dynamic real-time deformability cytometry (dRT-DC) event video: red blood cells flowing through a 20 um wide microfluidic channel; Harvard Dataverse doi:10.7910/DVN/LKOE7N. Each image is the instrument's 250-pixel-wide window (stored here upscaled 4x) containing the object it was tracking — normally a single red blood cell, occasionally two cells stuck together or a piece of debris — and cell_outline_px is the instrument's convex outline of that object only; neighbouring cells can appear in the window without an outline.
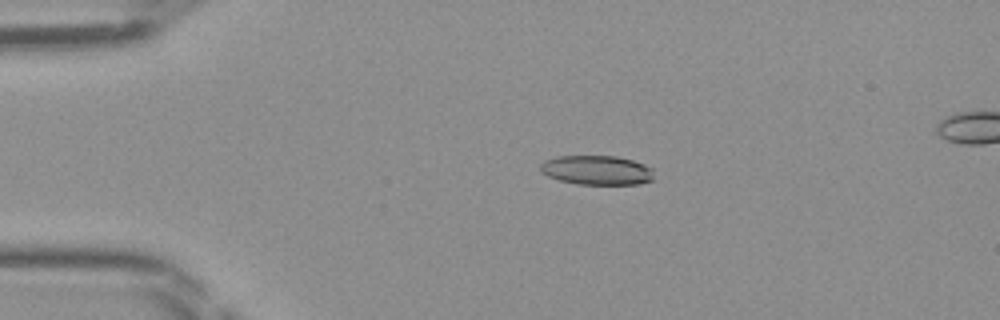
{"species": "Egyptian fruit bat (a non-hibernating species)", "species_latin": "Rousettus aegyptiacus", "temperature_condition": "room temperature", "stored_images_in_passage": 48, "segment_of_instrument_passage": [1, 2], "camera_frame_rate_fps": 3000, "um_per_image_px": 0.085, "frame": {"image": 1, "passage_image": 10, "time_ms": 3.0, "image_size_px": [1000, 320], "cell_outline_px": [[652, 180], [640, 184], [576, 184], [560, 180], [548, 176], [540, 172], [540, 164], [544, 160], [556, 156], [616, 156], [632, 160], [644, 164], [652, 168]], "centroid_in_image_um": [50.7, 14.46], "position_along_channel_um": 34.3, "area_um2": 19.48}}
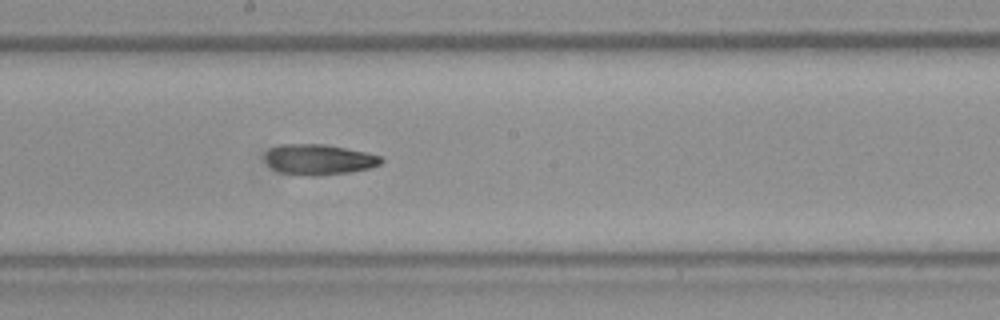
{"frame": {"image": 2, "passage_image": 26, "time_ms": 8.333, "image_size_px": [1000, 320], "cell_outline_px": [[384, 160], [380, 164], [368, 168], [352, 172], [316, 176], [304, 176], [280, 172], [272, 168], [264, 160], [264, 156], [272, 148], [284, 144], [324, 144], [364, 152], [380, 156]], "centroid_in_image_um": [27.09, 13.57], "position_along_channel_um": 221.1, "area_um2": 20.52}}
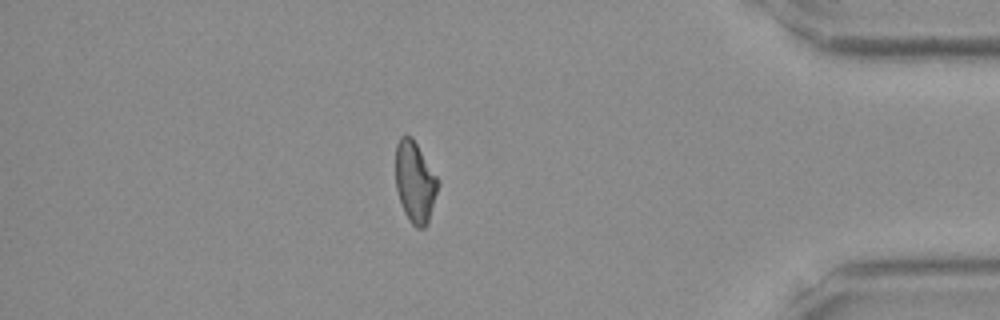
{"frame": {"image": 3, "passage_image": 41, "time_ms": 13.333, "image_size_px": [1000, 320], "cell_outline_px": [[440, 184], [428, 224], [424, 228], [416, 228], [408, 220], [404, 212], [396, 188], [396, 144], [400, 136], [404, 132], [412, 136], [440, 180]], "centroid_in_image_um": [35.29, 15.45], "position_along_channel_um": 399.9, "area_um2": 20.52}}